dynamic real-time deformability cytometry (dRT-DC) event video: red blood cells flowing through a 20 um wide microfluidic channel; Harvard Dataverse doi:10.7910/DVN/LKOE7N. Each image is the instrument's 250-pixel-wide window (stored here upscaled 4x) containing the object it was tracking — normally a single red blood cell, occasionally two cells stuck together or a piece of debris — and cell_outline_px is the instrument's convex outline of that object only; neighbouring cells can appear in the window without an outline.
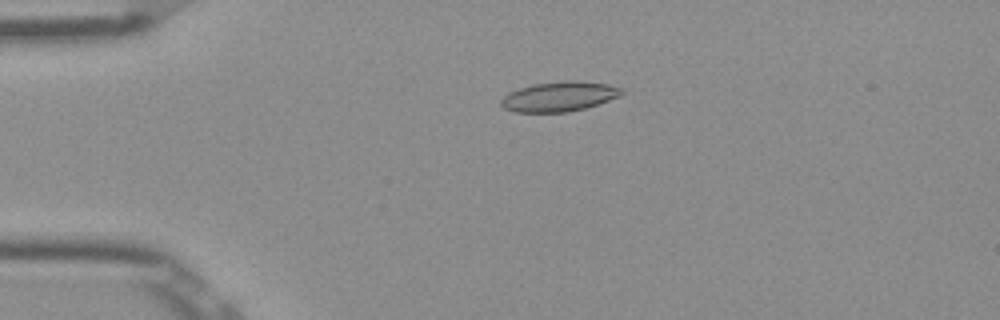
{"species": "Egyptian fruit bat (a non-hibernating species)", "species_latin": "Rousettus aegyptiacus", "temperature_condition": "room temperature", "stored_images_in_passage": 52, "camera_frame_rate_fps": 3000, "um_per_image_px": 0.085, "frame": {"image": 1, "passage_image": 12, "time_ms": 3.667, "image_size_px": [1000, 320], "cell_outline_px": [[624, 92], [620, 96], [584, 108], [568, 112], [516, 112], [504, 108], [500, 104], [500, 100], [508, 92], [532, 84], [568, 80], [576, 80], [608, 84], [624, 88]], "centroid_in_image_um": [47.53, 8.19], "position_along_channel_um": 37.5, "area_um2": 20.98}}
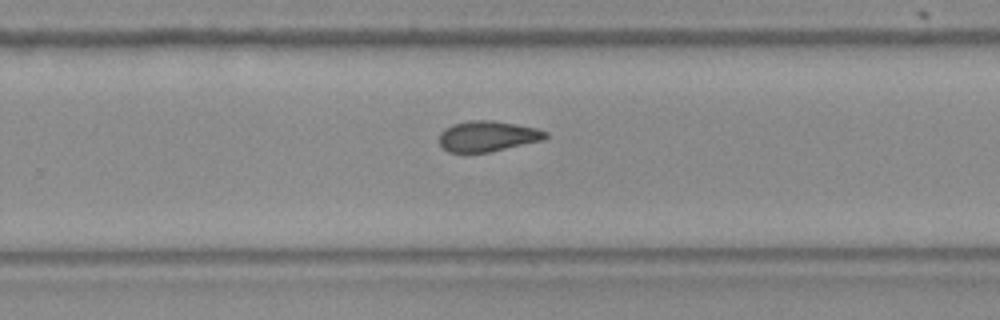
{"frame": {"image": 2, "passage_image": 34, "time_ms": 11.0, "image_size_px": [1000, 320], "cell_outline_px": [[548, 136], [544, 140], [488, 152], [448, 152], [440, 144], [440, 132], [444, 128], [452, 124], [468, 120], [492, 120], [516, 124], [536, 128], [548, 132]], "centroid_in_image_um": [41.45, 11.56], "position_along_channel_um": 288.4, "area_um2": 18.96}}
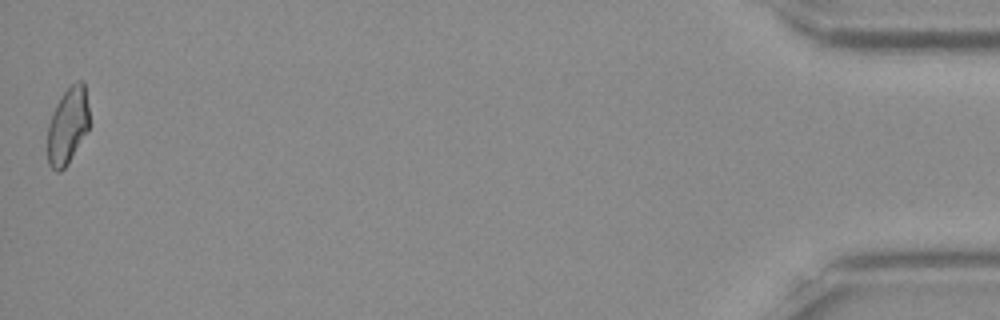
{"frame": {"image": 3, "passage_image": 52, "time_ms": 17.0, "image_size_px": [1000, 320], "cell_outline_px": [[88, 128], [68, 164], [60, 172], [56, 172], [48, 164], [48, 124], [52, 112], [56, 104], [64, 92], [76, 80], [84, 80], [88, 108]], "centroid_in_image_um": [5.74, 10.68], "position_along_channel_um": 429.5, "area_um2": 18.5}, "authors_computed_cell_mechanics": {"area_um2": 19.4786, "velocity_mm_per_s": 3.9046, "shape_relaxation_time_tau1_ms": null, "shape_relaxation_time_tau2_ms": 2.7989, "deformation_change_tau1": null, "deformation_change_tau2": 0.0809}}